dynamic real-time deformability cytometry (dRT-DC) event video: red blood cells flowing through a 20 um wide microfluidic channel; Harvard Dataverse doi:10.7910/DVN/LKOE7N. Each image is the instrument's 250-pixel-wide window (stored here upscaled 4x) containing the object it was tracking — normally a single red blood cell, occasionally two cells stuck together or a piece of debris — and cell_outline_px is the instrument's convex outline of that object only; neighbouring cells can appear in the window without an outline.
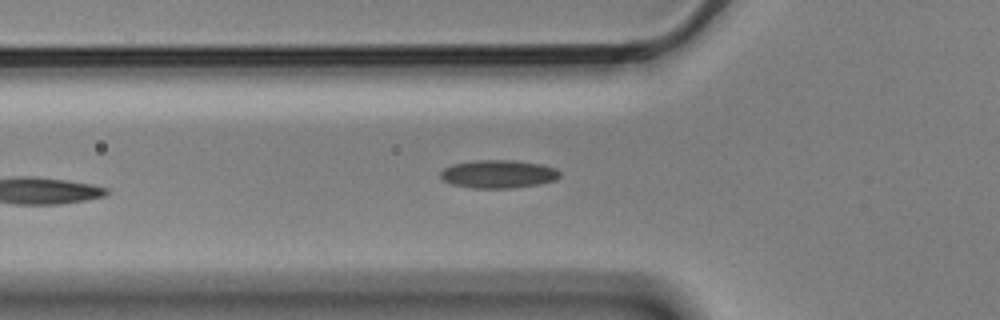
{"species": "Egyptian fruit bat (a non-hibernating species)", "species_latin": "Rousettus aegyptiacus", "temperature_condition": "cold", "stored_images_in_passage": 6, "camera_frame_rate_fps": 3000, "um_per_image_px": 0.085, "animal": {"sex": "male"}, "frame": {"image": 1, "passage_image": 5, "time_ms": 1.333, "image_size_px": [1000, 320], "cell_outline_px": [[560, 176], [556, 180], [540, 184], [508, 188], [472, 188], [452, 184], [444, 180], [440, 176], [440, 172], [444, 168], [452, 164], [476, 160], [516, 160], [540, 164], [556, 168], [560, 172]], "centroid_in_image_um": [42.37, 14.79], "position_along_channel_um": 83.4, "area_um2": 19.59}}
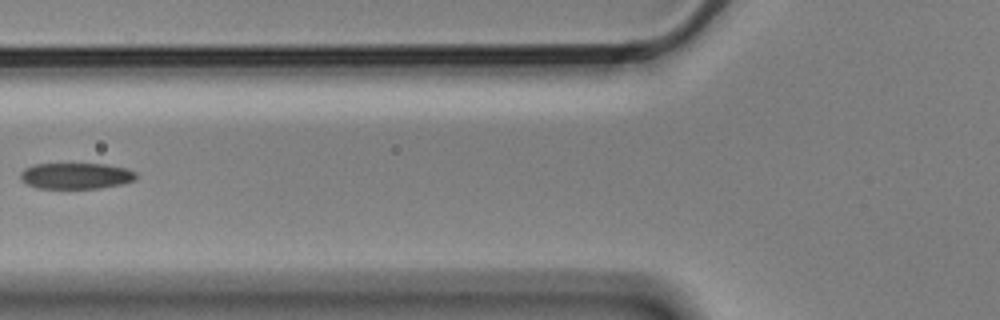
{"frame": {"image": 2, "passage_image": 6, "time_ms": 1.667, "image_size_px": [1000, 320], "cell_outline_px": [[136, 180], [120, 184], [100, 188], [36, 188], [20, 180], [20, 172], [24, 168], [32, 164], [108, 164], [128, 168], [136, 172]], "centroid_in_image_um": [6.45, 14.94], "position_along_channel_um": 119.3, "area_um2": 17.74}}